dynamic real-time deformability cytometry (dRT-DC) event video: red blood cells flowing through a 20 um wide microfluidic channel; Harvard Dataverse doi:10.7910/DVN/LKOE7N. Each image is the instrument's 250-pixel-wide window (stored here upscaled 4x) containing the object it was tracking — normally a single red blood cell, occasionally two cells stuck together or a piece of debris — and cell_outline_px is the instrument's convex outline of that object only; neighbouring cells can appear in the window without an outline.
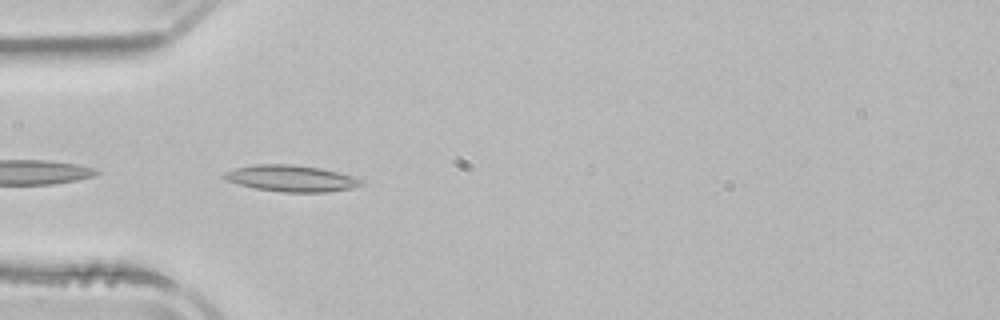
{"species": "common noctule bat (a hibernating species)", "species_latin": "Nyctalus noctula", "temperature_condition": "room temperature", "stored_images_in_passage": 5, "camera_frame_rate_fps": 3000, "um_per_image_px": 0.085, "animal": {"sex": "male", "body_mass_g": 21.5, "forearm_length_mm": 52.0}, "frame": {"image": 1, "passage_image": 2, "time_ms": 1.333, "image_size_px": [1000, 320], "cell_outline_px": [[364, 184], [352, 188], [324, 192], [284, 192], [256, 188], [240, 184], [228, 180], [220, 176], [224, 172], [236, 168], [256, 164], [292, 164], [320, 168], [356, 176], [364, 180]], "centroid_in_image_um": [24.8, 15.15], "position_along_channel_um": 60.2, "area_um2": 21.04}}
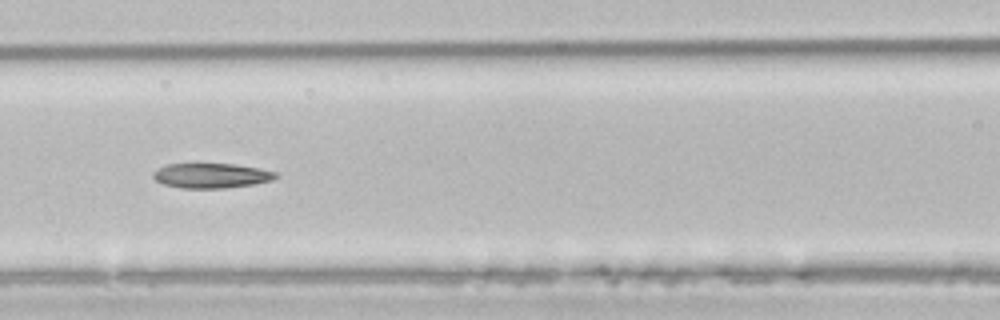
{"frame": {"image": 2, "passage_image": 4, "time_ms": 3.667, "image_size_px": [1000, 320], "cell_outline_px": [[280, 176], [272, 180], [252, 184], [224, 188], [180, 188], [164, 184], [156, 180], [152, 176], [152, 172], [168, 164], [236, 164], [260, 168], [276, 172]], "centroid_in_image_um": [17.98, 14.92], "position_along_channel_um": 148.6, "area_um2": 17.69}}
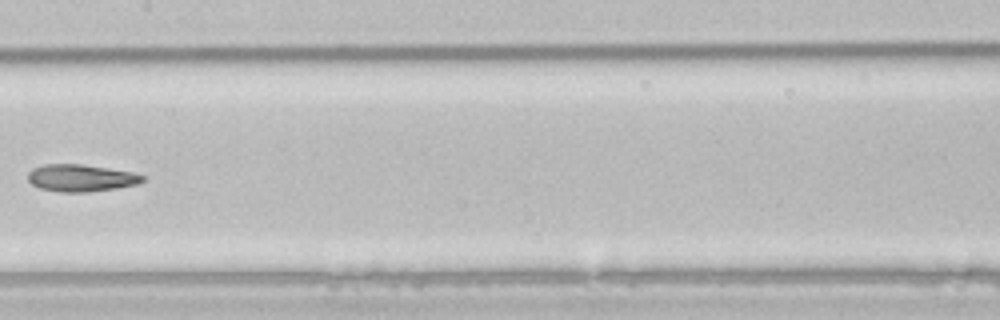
{"frame": {"image": 3, "passage_image": 5, "time_ms": 5.0, "image_size_px": [1000, 320], "cell_outline_px": [[144, 180], [136, 184], [116, 188], [88, 192], [60, 192], [40, 188], [32, 184], [28, 180], [28, 172], [32, 168], [44, 164], [80, 164], [108, 168], [132, 172], [144, 176]], "centroid_in_image_um": [6.84, 15.12], "position_along_channel_um": 200.6, "area_um2": 18.03}}